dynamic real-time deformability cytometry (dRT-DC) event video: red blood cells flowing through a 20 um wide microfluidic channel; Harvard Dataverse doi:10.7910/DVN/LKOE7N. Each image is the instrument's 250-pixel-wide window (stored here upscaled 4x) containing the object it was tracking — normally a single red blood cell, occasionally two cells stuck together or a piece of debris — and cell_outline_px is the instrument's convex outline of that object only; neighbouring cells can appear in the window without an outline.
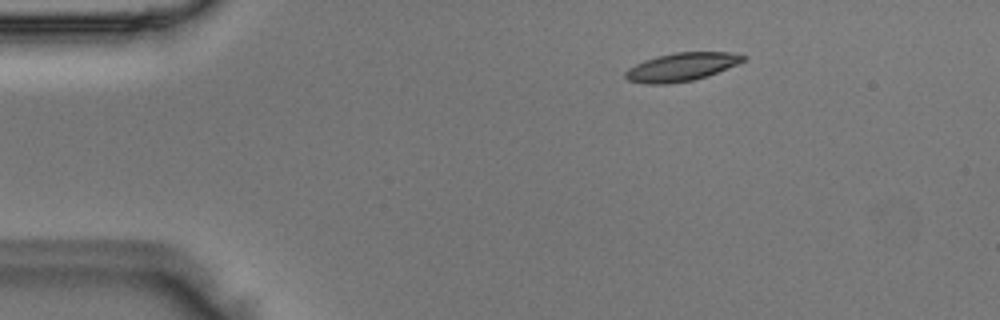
{"species": "Egyptian fruit bat (a non-hibernating species)", "species_latin": "Rousettus aegyptiacus", "temperature_condition": "room temperature", "stored_images_in_passage": 4, "camera_frame_rate_fps": 3000, "um_per_image_px": 0.085, "animal": {"sex": "male"}, "frame": {"image": 1, "passage_image": 1, "time_ms": 0.0, "image_size_px": [1000, 320], "cell_outline_px": [[748, 56], [744, 60], [736, 64], [708, 76], [692, 80], [668, 84], [644, 84], [628, 80], [624, 76], [624, 72], [628, 68], [644, 60], [656, 56], [676, 52], [732, 52]], "centroid_in_image_um": [57.9, 5.69], "position_along_channel_um": 27.1, "area_um2": 19.42}}
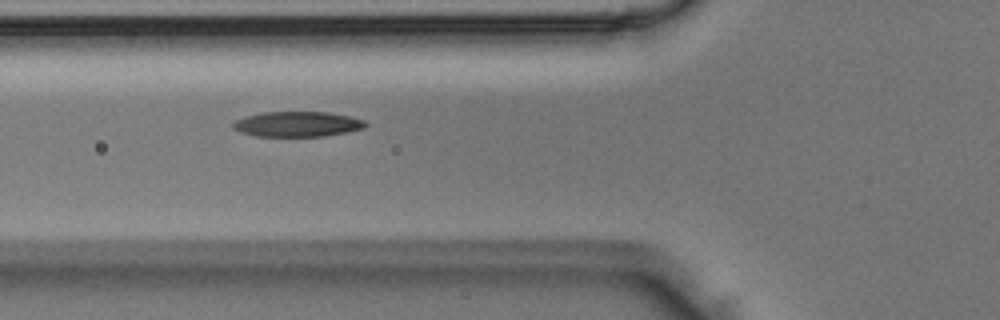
{"frame": {"image": 2, "passage_image": 4, "time_ms": 1.0, "image_size_px": [1000, 320], "cell_outline_px": [[368, 124], [364, 128], [348, 132], [324, 136], [256, 136], [240, 132], [232, 128], [232, 124], [236, 120], [244, 116], [260, 112], [328, 112], [348, 116], [364, 120]], "centroid_in_image_um": [25.26, 10.55], "position_along_channel_um": 100.5, "area_um2": 19.54}}